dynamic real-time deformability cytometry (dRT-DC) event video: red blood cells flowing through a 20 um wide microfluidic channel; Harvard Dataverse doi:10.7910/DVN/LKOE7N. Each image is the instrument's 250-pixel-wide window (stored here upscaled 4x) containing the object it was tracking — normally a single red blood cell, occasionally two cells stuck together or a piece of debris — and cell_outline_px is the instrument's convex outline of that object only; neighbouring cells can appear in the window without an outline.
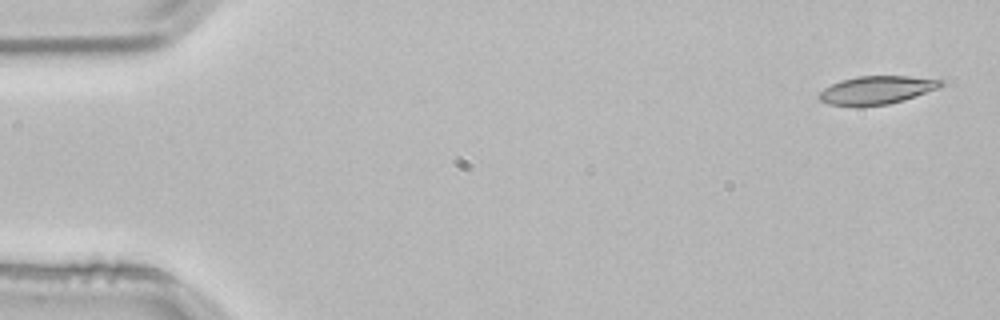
{"species": "common noctule bat (a hibernating species)", "species_latin": "Nyctalus noctula", "temperature_condition": "room temperature", "stored_images_in_passage": 3, "camera_frame_rate_fps": 3000, "um_per_image_px": 0.085, "animal": {"sex": "male", "body_mass_g": 21.5, "forearm_length_mm": 52.0}, "frame": {"image": 1, "passage_image": 1, "time_ms": 0.0, "image_size_px": [1000, 320], "cell_outline_px": [[944, 84], [940, 88], [904, 100], [888, 104], [856, 108], [828, 104], [820, 100], [816, 96], [824, 88], [840, 80], [856, 76], [908, 76], [944, 80]], "centroid_in_image_um": [74.49, 7.68], "position_along_channel_um": 10.5, "area_um2": 20.52}}
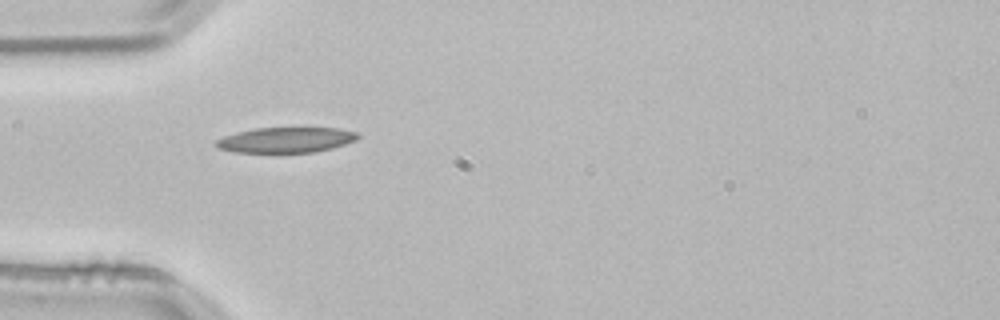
{"frame": {"image": 2, "passage_image": 3, "time_ms": 0.667, "image_size_px": [1000, 320], "cell_outline_px": [[360, 136], [356, 140], [332, 148], [316, 152], [236, 152], [220, 148], [212, 144], [216, 140], [224, 136], [236, 132], [256, 128], [296, 124], [340, 128], [360, 132]], "centroid_in_image_um": [24.39, 11.82], "position_along_channel_um": 60.6, "area_um2": 22.2}}